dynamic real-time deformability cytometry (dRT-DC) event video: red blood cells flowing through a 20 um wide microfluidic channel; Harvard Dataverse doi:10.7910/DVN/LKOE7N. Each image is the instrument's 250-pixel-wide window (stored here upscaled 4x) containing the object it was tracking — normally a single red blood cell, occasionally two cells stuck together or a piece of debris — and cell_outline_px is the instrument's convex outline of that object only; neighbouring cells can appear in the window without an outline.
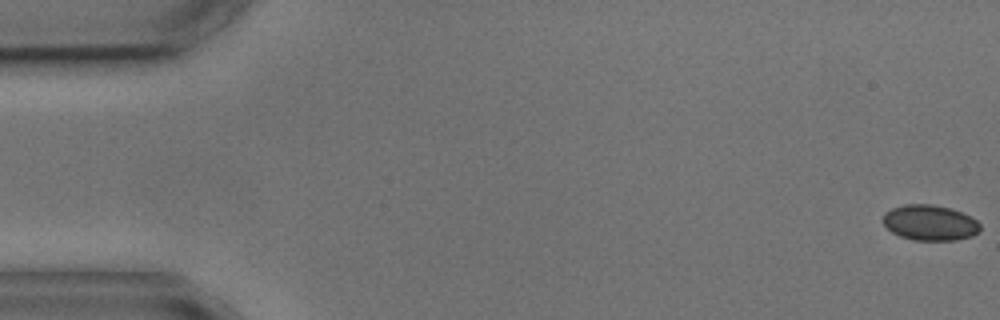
{"species": "common noctule bat (a hibernating species)", "species_latin": "Nyctalus noctula", "temperature_condition": "cold", "stored_images_in_passage": 5, "camera_frame_rate_fps": 3000, "um_per_image_px": 0.085, "animal": {"sex": "male", "body_mass_g": 17.9, "forearm_length_mm": 54.2}, "frame": {"image": 1, "passage_image": 1, "time_ms": 0.0, "image_size_px": [1000, 320], "cell_outline_px": [[980, 232], [972, 236], [956, 240], [916, 240], [900, 236], [892, 232], [884, 224], [884, 212], [892, 208], [904, 204], [932, 204], [948, 208], [972, 216], [980, 224]], "centroid_in_image_um": [79.06, 18.93], "position_along_channel_um": 5.9, "area_um2": 20.06}}
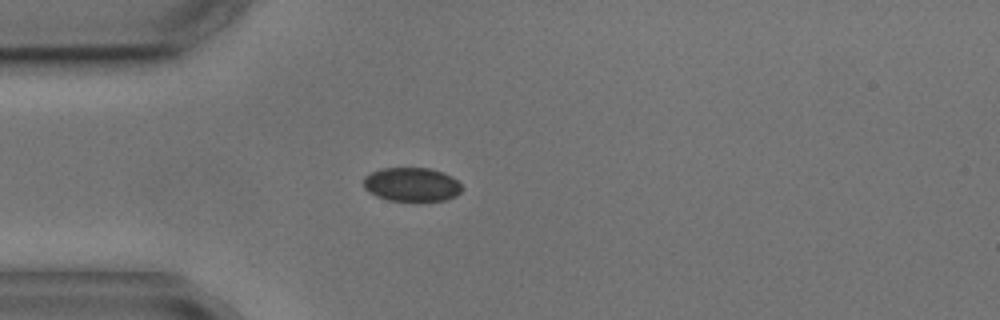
{"frame": {"image": 2, "passage_image": 5, "time_ms": 4.667, "image_size_px": [1000, 320], "cell_outline_px": [[464, 188], [456, 196], [444, 200], [388, 200], [376, 196], [364, 188], [364, 176], [380, 168], [432, 168], [444, 172], [452, 176]], "centroid_in_image_um": [35.01, 15.66], "position_along_channel_um": 50.0, "area_um2": 19.42}}